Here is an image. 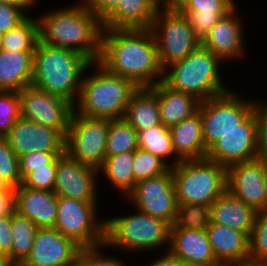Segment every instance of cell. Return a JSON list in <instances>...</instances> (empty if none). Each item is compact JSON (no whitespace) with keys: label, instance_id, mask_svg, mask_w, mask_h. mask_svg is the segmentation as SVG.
<instances>
[{"label":"cell","instance_id":"6","mask_svg":"<svg viewBox=\"0 0 267 266\" xmlns=\"http://www.w3.org/2000/svg\"><path fill=\"white\" fill-rule=\"evenodd\" d=\"M132 214L105 218L107 248L128 252H149L169 249L171 225L136 208ZM168 244V245H167ZM167 248H166V247ZM162 247V248H161ZM122 250H121V249ZM140 250V251H139Z\"/></svg>","mask_w":267,"mask_h":266},{"label":"cell","instance_id":"52","mask_svg":"<svg viewBox=\"0 0 267 266\" xmlns=\"http://www.w3.org/2000/svg\"><path fill=\"white\" fill-rule=\"evenodd\" d=\"M263 185H264V191H265V196H266L265 210L263 212H267V168L265 169L264 175H263Z\"/></svg>","mask_w":267,"mask_h":266},{"label":"cell","instance_id":"46","mask_svg":"<svg viewBox=\"0 0 267 266\" xmlns=\"http://www.w3.org/2000/svg\"><path fill=\"white\" fill-rule=\"evenodd\" d=\"M119 0H79L77 3L88 7L103 20L117 5Z\"/></svg>","mask_w":267,"mask_h":266},{"label":"cell","instance_id":"17","mask_svg":"<svg viewBox=\"0 0 267 266\" xmlns=\"http://www.w3.org/2000/svg\"><path fill=\"white\" fill-rule=\"evenodd\" d=\"M4 137L18 157L33 151L65 152L66 137L60 131L22 117Z\"/></svg>","mask_w":267,"mask_h":266},{"label":"cell","instance_id":"22","mask_svg":"<svg viewBox=\"0 0 267 266\" xmlns=\"http://www.w3.org/2000/svg\"><path fill=\"white\" fill-rule=\"evenodd\" d=\"M205 230L217 262L249 263V236L246 233L213 222Z\"/></svg>","mask_w":267,"mask_h":266},{"label":"cell","instance_id":"12","mask_svg":"<svg viewBox=\"0 0 267 266\" xmlns=\"http://www.w3.org/2000/svg\"><path fill=\"white\" fill-rule=\"evenodd\" d=\"M20 117L60 131L68 132L74 105L32 85L18 92Z\"/></svg>","mask_w":267,"mask_h":266},{"label":"cell","instance_id":"21","mask_svg":"<svg viewBox=\"0 0 267 266\" xmlns=\"http://www.w3.org/2000/svg\"><path fill=\"white\" fill-rule=\"evenodd\" d=\"M168 250L188 266H210L218 263L205 229H170Z\"/></svg>","mask_w":267,"mask_h":266},{"label":"cell","instance_id":"50","mask_svg":"<svg viewBox=\"0 0 267 266\" xmlns=\"http://www.w3.org/2000/svg\"><path fill=\"white\" fill-rule=\"evenodd\" d=\"M186 0H165V10H177Z\"/></svg>","mask_w":267,"mask_h":266},{"label":"cell","instance_id":"48","mask_svg":"<svg viewBox=\"0 0 267 266\" xmlns=\"http://www.w3.org/2000/svg\"><path fill=\"white\" fill-rule=\"evenodd\" d=\"M153 259L149 264L145 266H188L181 259L173 255L169 250L163 252V256ZM133 266V265H132Z\"/></svg>","mask_w":267,"mask_h":266},{"label":"cell","instance_id":"47","mask_svg":"<svg viewBox=\"0 0 267 266\" xmlns=\"http://www.w3.org/2000/svg\"><path fill=\"white\" fill-rule=\"evenodd\" d=\"M15 211V189L0 186V217L12 216Z\"/></svg>","mask_w":267,"mask_h":266},{"label":"cell","instance_id":"51","mask_svg":"<svg viewBox=\"0 0 267 266\" xmlns=\"http://www.w3.org/2000/svg\"><path fill=\"white\" fill-rule=\"evenodd\" d=\"M0 266H18L8 255L0 254Z\"/></svg>","mask_w":267,"mask_h":266},{"label":"cell","instance_id":"11","mask_svg":"<svg viewBox=\"0 0 267 266\" xmlns=\"http://www.w3.org/2000/svg\"><path fill=\"white\" fill-rule=\"evenodd\" d=\"M109 119L87 117L73 111L65 140V153L81 164L99 169L106 158Z\"/></svg>","mask_w":267,"mask_h":266},{"label":"cell","instance_id":"32","mask_svg":"<svg viewBox=\"0 0 267 266\" xmlns=\"http://www.w3.org/2000/svg\"><path fill=\"white\" fill-rule=\"evenodd\" d=\"M29 16L16 27L3 34L2 50L6 51H35L39 42L38 18Z\"/></svg>","mask_w":267,"mask_h":266},{"label":"cell","instance_id":"2","mask_svg":"<svg viewBox=\"0 0 267 266\" xmlns=\"http://www.w3.org/2000/svg\"><path fill=\"white\" fill-rule=\"evenodd\" d=\"M72 4L38 15L40 41L73 50L90 62H98L101 55L102 20L88 7L74 2Z\"/></svg>","mask_w":267,"mask_h":266},{"label":"cell","instance_id":"41","mask_svg":"<svg viewBox=\"0 0 267 266\" xmlns=\"http://www.w3.org/2000/svg\"><path fill=\"white\" fill-rule=\"evenodd\" d=\"M104 249H107L105 244L96 247L82 248L77 266H127L120 258L109 255L105 256L103 254Z\"/></svg>","mask_w":267,"mask_h":266},{"label":"cell","instance_id":"8","mask_svg":"<svg viewBox=\"0 0 267 266\" xmlns=\"http://www.w3.org/2000/svg\"><path fill=\"white\" fill-rule=\"evenodd\" d=\"M232 91L201 101L198 112L202 121L205 148L208 150L223 135L237 128L259 102Z\"/></svg>","mask_w":267,"mask_h":266},{"label":"cell","instance_id":"30","mask_svg":"<svg viewBox=\"0 0 267 266\" xmlns=\"http://www.w3.org/2000/svg\"><path fill=\"white\" fill-rule=\"evenodd\" d=\"M98 173L105 177L106 183L109 181L114 190L122 193L123 199L126 198L137 183L133 172V151L106 156Z\"/></svg>","mask_w":267,"mask_h":266},{"label":"cell","instance_id":"42","mask_svg":"<svg viewBox=\"0 0 267 266\" xmlns=\"http://www.w3.org/2000/svg\"><path fill=\"white\" fill-rule=\"evenodd\" d=\"M65 152H39L33 151L19 157V171L22 180L36 168L52 164L59 156Z\"/></svg>","mask_w":267,"mask_h":266},{"label":"cell","instance_id":"24","mask_svg":"<svg viewBox=\"0 0 267 266\" xmlns=\"http://www.w3.org/2000/svg\"><path fill=\"white\" fill-rule=\"evenodd\" d=\"M157 10L150 0H119L102 25L107 29H150Z\"/></svg>","mask_w":267,"mask_h":266},{"label":"cell","instance_id":"15","mask_svg":"<svg viewBox=\"0 0 267 266\" xmlns=\"http://www.w3.org/2000/svg\"><path fill=\"white\" fill-rule=\"evenodd\" d=\"M98 170L73 160L66 153L57 158L54 193L57 197L97 202Z\"/></svg>","mask_w":267,"mask_h":266},{"label":"cell","instance_id":"35","mask_svg":"<svg viewBox=\"0 0 267 266\" xmlns=\"http://www.w3.org/2000/svg\"><path fill=\"white\" fill-rule=\"evenodd\" d=\"M210 223V206L178 204L176 217L170 229L204 230Z\"/></svg>","mask_w":267,"mask_h":266},{"label":"cell","instance_id":"44","mask_svg":"<svg viewBox=\"0 0 267 266\" xmlns=\"http://www.w3.org/2000/svg\"><path fill=\"white\" fill-rule=\"evenodd\" d=\"M260 102L257 103V153L258 158L267 162V107Z\"/></svg>","mask_w":267,"mask_h":266},{"label":"cell","instance_id":"49","mask_svg":"<svg viewBox=\"0 0 267 266\" xmlns=\"http://www.w3.org/2000/svg\"><path fill=\"white\" fill-rule=\"evenodd\" d=\"M40 0H0L1 4L13 5L23 8L26 12L31 11ZM31 8V9H30ZM30 9V10H29Z\"/></svg>","mask_w":267,"mask_h":266},{"label":"cell","instance_id":"9","mask_svg":"<svg viewBox=\"0 0 267 266\" xmlns=\"http://www.w3.org/2000/svg\"><path fill=\"white\" fill-rule=\"evenodd\" d=\"M97 204L98 202L58 197L57 220L54 228L82 248L104 244L105 218L98 217L100 212Z\"/></svg>","mask_w":267,"mask_h":266},{"label":"cell","instance_id":"18","mask_svg":"<svg viewBox=\"0 0 267 266\" xmlns=\"http://www.w3.org/2000/svg\"><path fill=\"white\" fill-rule=\"evenodd\" d=\"M267 168L265 160L256 158L234 164L227 169V191L256 212L265 210L263 175Z\"/></svg>","mask_w":267,"mask_h":266},{"label":"cell","instance_id":"31","mask_svg":"<svg viewBox=\"0 0 267 266\" xmlns=\"http://www.w3.org/2000/svg\"><path fill=\"white\" fill-rule=\"evenodd\" d=\"M137 143L139 148L159 157L170 168L181 161L175 155L169 128L162 123L137 131Z\"/></svg>","mask_w":267,"mask_h":266},{"label":"cell","instance_id":"13","mask_svg":"<svg viewBox=\"0 0 267 266\" xmlns=\"http://www.w3.org/2000/svg\"><path fill=\"white\" fill-rule=\"evenodd\" d=\"M125 200L150 216L174 223L178 208L171 168L164 174L139 181Z\"/></svg>","mask_w":267,"mask_h":266},{"label":"cell","instance_id":"1","mask_svg":"<svg viewBox=\"0 0 267 266\" xmlns=\"http://www.w3.org/2000/svg\"><path fill=\"white\" fill-rule=\"evenodd\" d=\"M110 73L152 87L163 80V69L151 29L103 28L98 61Z\"/></svg>","mask_w":267,"mask_h":266},{"label":"cell","instance_id":"29","mask_svg":"<svg viewBox=\"0 0 267 266\" xmlns=\"http://www.w3.org/2000/svg\"><path fill=\"white\" fill-rule=\"evenodd\" d=\"M124 119L140 131L161 123L156 92L151 87H140L132 96Z\"/></svg>","mask_w":267,"mask_h":266},{"label":"cell","instance_id":"26","mask_svg":"<svg viewBox=\"0 0 267 266\" xmlns=\"http://www.w3.org/2000/svg\"><path fill=\"white\" fill-rule=\"evenodd\" d=\"M257 212L241 200L225 191L210 206V222L225 225L248 236L254 225Z\"/></svg>","mask_w":267,"mask_h":266},{"label":"cell","instance_id":"37","mask_svg":"<svg viewBox=\"0 0 267 266\" xmlns=\"http://www.w3.org/2000/svg\"><path fill=\"white\" fill-rule=\"evenodd\" d=\"M169 169L170 167L162 159L149 151L139 147L133 151V172L136 182L162 175Z\"/></svg>","mask_w":267,"mask_h":266},{"label":"cell","instance_id":"19","mask_svg":"<svg viewBox=\"0 0 267 266\" xmlns=\"http://www.w3.org/2000/svg\"><path fill=\"white\" fill-rule=\"evenodd\" d=\"M237 9L238 5L221 17L201 41V45L219 57L223 63L242 59L247 53L244 26Z\"/></svg>","mask_w":267,"mask_h":266},{"label":"cell","instance_id":"36","mask_svg":"<svg viewBox=\"0 0 267 266\" xmlns=\"http://www.w3.org/2000/svg\"><path fill=\"white\" fill-rule=\"evenodd\" d=\"M267 262V212H257L249 235V263Z\"/></svg>","mask_w":267,"mask_h":266},{"label":"cell","instance_id":"23","mask_svg":"<svg viewBox=\"0 0 267 266\" xmlns=\"http://www.w3.org/2000/svg\"><path fill=\"white\" fill-rule=\"evenodd\" d=\"M235 7V0H186L176 11L188 19L195 36L202 41L220 18Z\"/></svg>","mask_w":267,"mask_h":266},{"label":"cell","instance_id":"7","mask_svg":"<svg viewBox=\"0 0 267 266\" xmlns=\"http://www.w3.org/2000/svg\"><path fill=\"white\" fill-rule=\"evenodd\" d=\"M171 171L178 204L211 206L227 190V169L207 158L182 160Z\"/></svg>","mask_w":267,"mask_h":266},{"label":"cell","instance_id":"43","mask_svg":"<svg viewBox=\"0 0 267 266\" xmlns=\"http://www.w3.org/2000/svg\"><path fill=\"white\" fill-rule=\"evenodd\" d=\"M28 16V12L21 7L0 3V33L4 34L16 27Z\"/></svg>","mask_w":267,"mask_h":266},{"label":"cell","instance_id":"10","mask_svg":"<svg viewBox=\"0 0 267 266\" xmlns=\"http://www.w3.org/2000/svg\"><path fill=\"white\" fill-rule=\"evenodd\" d=\"M162 69L183 60L201 41L195 36L188 19L176 10L156 11L151 26Z\"/></svg>","mask_w":267,"mask_h":266},{"label":"cell","instance_id":"27","mask_svg":"<svg viewBox=\"0 0 267 266\" xmlns=\"http://www.w3.org/2000/svg\"><path fill=\"white\" fill-rule=\"evenodd\" d=\"M175 155L182 160L203 159L207 156L200 113L169 127Z\"/></svg>","mask_w":267,"mask_h":266},{"label":"cell","instance_id":"5","mask_svg":"<svg viewBox=\"0 0 267 266\" xmlns=\"http://www.w3.org/2000/svg\"><path fill=\"white\" fill-rule=\"evenodd\" d=\"M222 60L201 44L183 60L163 70V82L170 88L195 96L200 101L224 94L227 88L221 79Z\"/></svg>","mask_w":267,"mask_h":266},{"label":"cell","instance_id":"39","mask_svg":"<svg viewBox=\"0 0 267 266\" xmlns=\"http://www.w3.org/2000/svg\"><path fill=\"white\" fill-rule=\"evenodd\" d=\"M20 117L18 92L0 91V137H4Z\"/></svg>","mask_w":267,"mask_h":266},{"label":"cell","instance_id":"34","mask_svg":"<svg viewBox=\"0 0 267 266\" xmlns=\"http://www.w3.org/2000/svg\"><path fill=\"white\" fill-rule=\"evenodd\" d=\"M138 148L137 131L124 118L109 119L106 156L135 151Z\"/></svg>","mask_w":267,"mask_h":266},{"label":"cell","instance_id":"33","mask_svg":"<svg viewBox=\"0 0 267 266\" xmlns=\"http://www.w3.org/2000/svg\"><path fill=\"white\" fill-rule=\"evenodd\" d=\"M38 227L27 217L12 213L13 245L9 257L19 266L32 249Z\"/></svg>","mask_w":267,"mask_h":266},{"label":"cell","instance_id":"16","mask_svg":"<svg viewBox=\"0 0 267 266\" xmlns=\"http://www.w3.org/2000/svg\"><path fill=\"white\" fill-rule=\"evenodd\" d=\"M81 249L54 227L38 228L32 249L19 266H77Z\"/></svg>","mask_w":267,"mask_h":266},{"label":"cell","instance_id":"56","mask_svg":"<svg viewBox=\"0 0 267 266\" xmlns=\"http://www.w3.org/2000/svg\"><path fill=\"white\" fill-rule=\"evenodd\" d=\"M2 37H3V34L0 33V49H1V46H2Z\"/></svg>","mask_w":267,"mask_h":266},{"label":"cell","instance_id":"55","mask_svg":"<svg viewBox=\"0 0 267 266\" xmlns=\"http://www.w3.org/2000/svg\"><path fill=\"white\" fill-rule=\"evenodd\" d=\"M236 266H266V265L265 264H251V263H248V264L236 265Z\"/></svg>","mask_w":267,"mask_h":266},{"label":"cell","instance_id":"20","mask_svg":"<svg viewBox=\"0 0 267 266\" xmlns=\"http://www.w3.org/2000/svg\"><path fill=\"white\" fill-rule=\"evenodd\" d=\"M58 197L54 192L34 190L20 185L15 188V212L27 217L38 228L54 227Z\"/></svg>","mask_w":267,"mask_h":266},{"label":"cell","instance_id":"14","mask_svg":"<svg viewBox=\"0 0 267 266\" xmlns=\"http://www.w3.org/2000/svg\"><path fill=\"white\" fill-rule=\"evenodd\" d=\"M257 105L237 125V128L223 135L207 151L206 158L223 165L226 169L234 164L258 158L257 153Z\"/></svg>","mask_w":267,"mask_h":266},{"label":"cell","instance_id":"25","mask_svg":"<svg viewBox=\"0 0 267 266\" xmlns=\"http://www.w3.org/2000/svg\"><path fill=\"white\" fill-rule=\"evenodd\" d=\"M157 94L161 123L171 127L198 112L200 100L195 96L176 91L163 81L151 87Z\"/></svg>","mask_w":267,"mask_h":266},{"label":"cell","instance_id":"38","mask_svg":"<svg viewBox=\"0 0 267 266\" xmlns=\"http://www.w3.org/2000/svg\"><path fill=\"white\" fill-rule=\"evenodd\" d=\"M22 184L19 157L13 152L5 137H0V186L17 188Z\"/></svg>","mask_w":267,"mask_h":266},{"label":"cell","instance_id":"57","mask_svg":"<svg viewBox=\"0 0 267 266\" xmlns=\"http://www.w3.org/2000/svg\"><path fill=\"white\" fill-rule=\"evenodd\" d=\"M262 103L267 107V102H265L264 100H262Z\"/></svg>","mask_w":267,"mask_h":266},{"label":"cell","instance_id":"54","mask_svg":"<svg viewBox=\"0 0 267 266\" xmlns=\"http://www.w3.org/2000/svg\"><path fill=\"white\" fill-rule=\"evenodd\" d=\"M210 266H236L234 264H230V263H216V264H213V265H210Z\"/></svg>","mask_w":267,"mask_h":266},{"label":"cell","instance_id":"40","mask_svg":"<svg viewBox=\"0 0 267 266\" xmlns=\"http://www.w3.org/2000/svg\"><path fill=\"white\" fill-rule=\"evenodd\" d=\"M57 159L52 164L36 168L23 180L22 186L34 190L54 191L56 181Z\"/></svg>","mask_w":267,"mask_h":266},{"label":"cell","instance_id":"53","mask_svg":"<svg viewBox=\"0 0 267 266\" xmlns=\"http://www.w3.org/2000/svg\"><path fill=\"white\" fill-rule=\"evenodd\" d=\"M158 9L165 10V0H150Z\"/></svg>","mask_w":267,"mask_h":266},{"label":"cell","instance_id":"28","mask_svg":"<svg viewBox=\"0 0 267 266\" xmlns=\"http://www.w3.org/2000/svg\"><path fill=\"white\" fill-rule=\"evenodd\" d=\"M34 51L0 49V91L19 92L32 81Z\"/></svg>","mask_w":267,"mask_h":266},{"label":"cell","instance_id":"45","mask_svg":"<svg viewBox=\"0 0 267 266\" xmlns=\"http://www.w3.org/2000/svg\"><path fill=\"white\" fill-rule=\"evenodd\" d=\"M12 216L0 217V254L10 255L13 245Z\"/></svg>","mask_w":267,"mask_h":266},{"label":"cell","instance_id":"3","mask_svg":"<svg viewBox=\"0 0 267 266\" xmlns=\"http://www.w3.org/2000/svg\"><path fill=\"white\" fill-rule=\"evenodd\" d=\"M91 62L78 52L42 43L34 51L32 86L76 104Z\"/></svg>","mask_w":267,"mask_h":266},{"label":"cell","instance_id":"4","mask_svg":"<svg viewBox=\"0 0 267 266\" xmlns=\"http://www.w3.org/2000/svg\"><path fill=\"white\" fill-rule=\"evenodd\" d=\"M138 89L131 80L110 73L99 62H91L83 75L74 111L87 117L124 118L127 105Z\"/></svg>","mask_w":267,"mask_h":266}]
</instances>
